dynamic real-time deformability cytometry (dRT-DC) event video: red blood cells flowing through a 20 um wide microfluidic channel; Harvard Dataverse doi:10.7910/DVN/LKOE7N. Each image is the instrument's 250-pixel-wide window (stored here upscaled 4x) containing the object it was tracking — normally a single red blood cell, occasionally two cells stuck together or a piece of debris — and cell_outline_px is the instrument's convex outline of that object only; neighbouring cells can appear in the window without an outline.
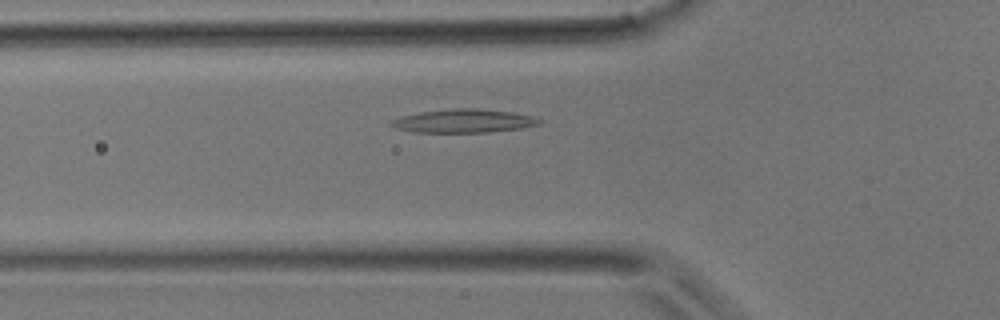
{"species": "common noctule bat (a hibernating species)", "species_latin": "Nyctalus noctula", "temperature_condition": "room temperature", "stored_images_in_passage": 33, "camera_frame_rate_fps": 3000, "um_per_image_px": 0.085, "animal": {"sex": "male", "body_mass_g": 17.9}, "frame": {"image": 1, "passage_image": 6, "time_ms": 1.667, "image_size_px": [1000, 320], "cell_outline_px": [[540, 124], [524, 128], [488, 132], [412, 132], [396, 128], [388, 124], [392, 120], [400, 116], [420, 112], [452, 108], [476, 108], [512, 112], [532, 116], [540, 120]], "centroid_in_image_um": [39.39, 10.28], "position_along_channel_um": 86.4, "area_um2": 20.29}}
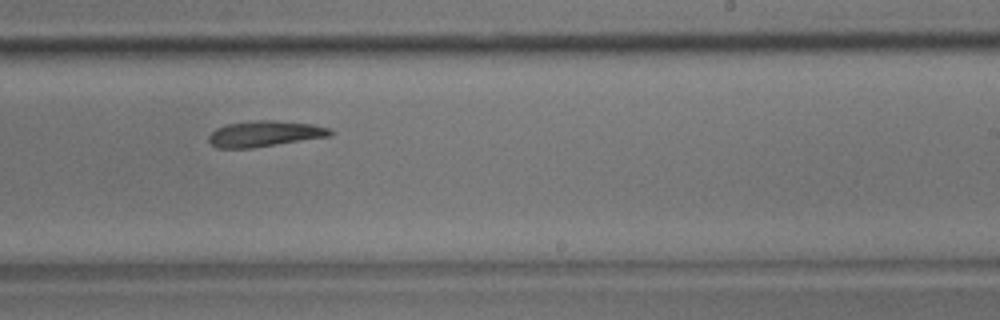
{"frame": {"image": 2, "passage_image": 17, "time_ms": 5.333, "image_size_px": [1000, 320], "cell_outline_px": [[332, 136], [252, 148], [216, 148], [208, 140], [208, 136], [216, 128], [228, 124], [256, 120], [272, 120], [312, 124], [328, 128], [332, 132]], "centroid_in_image_um": [22.49, 11.37], "position_along_channel_um": 266.5, "area_um2": 18.21}}
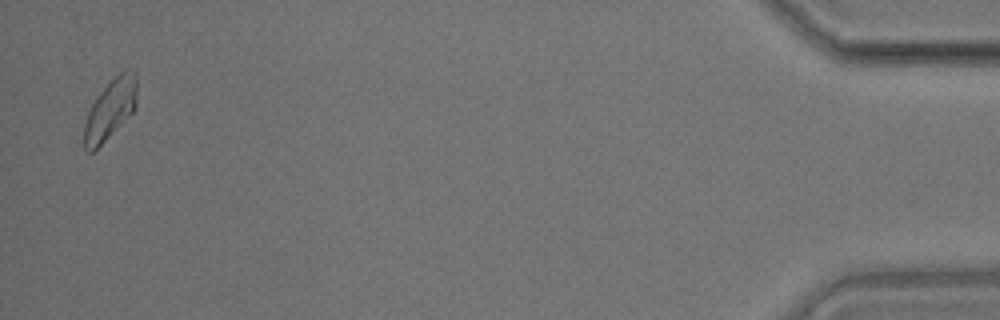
{"frame": {"image": 3, "passage_image": 32, "time_ms": 10.333, "image_size_px": [1000, 320], "cell_outline_px": [[136, 108], [92, 152], [88, 152], [84, 148], [84, 124], [88, 112], [96, 96], [124, 68], [136, 68]], "centroid_in_image_um": [9.39, 9.22], "position_along_channel_um": 425.8, "area_um2": 18.15}}